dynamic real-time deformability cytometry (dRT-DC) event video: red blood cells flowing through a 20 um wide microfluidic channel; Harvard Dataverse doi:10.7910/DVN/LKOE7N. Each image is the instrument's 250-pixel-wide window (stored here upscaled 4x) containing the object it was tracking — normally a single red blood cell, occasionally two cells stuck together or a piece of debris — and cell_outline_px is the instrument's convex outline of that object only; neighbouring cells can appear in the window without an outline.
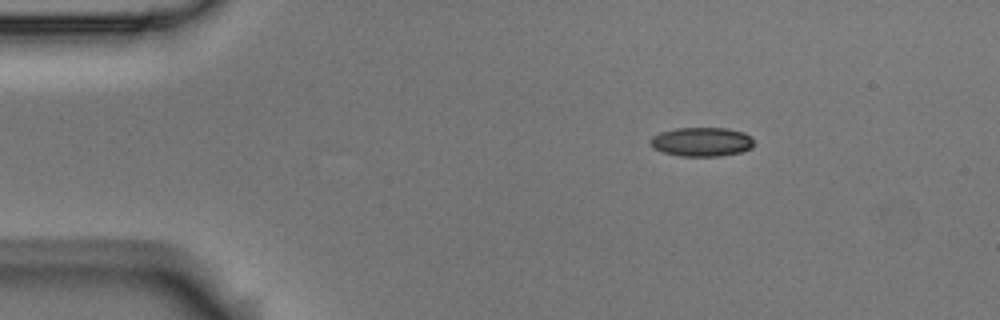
{"species": "Egyptian fruit bat (a non-hibernating species)", "species_latin": "Rousettus aegyptiacus", "temperature_condition": "room temperature", "stored_images_in_passage": 2, "camera_frame_rate_fps": 3000, "um_per_image_px": 0.085, "animal": {"sex": "male"}, "frame": {"image": 1, "passage_image": 1, "time_ms": 0.0, "image_size_px": [1000, 320], "cell_outline_px": [[752, 148], [744, 152], [716, 156], [680, 156], [664, 152], [652, 148], [648, 140], [652, 136], [660, 132], [676, 128], [724, 128], [744, 132], [752, 136]], "centroid_in_image_um": [59.63, 12.05], "position_along_channel_um": 25.4, "area_um2": 17.69}}